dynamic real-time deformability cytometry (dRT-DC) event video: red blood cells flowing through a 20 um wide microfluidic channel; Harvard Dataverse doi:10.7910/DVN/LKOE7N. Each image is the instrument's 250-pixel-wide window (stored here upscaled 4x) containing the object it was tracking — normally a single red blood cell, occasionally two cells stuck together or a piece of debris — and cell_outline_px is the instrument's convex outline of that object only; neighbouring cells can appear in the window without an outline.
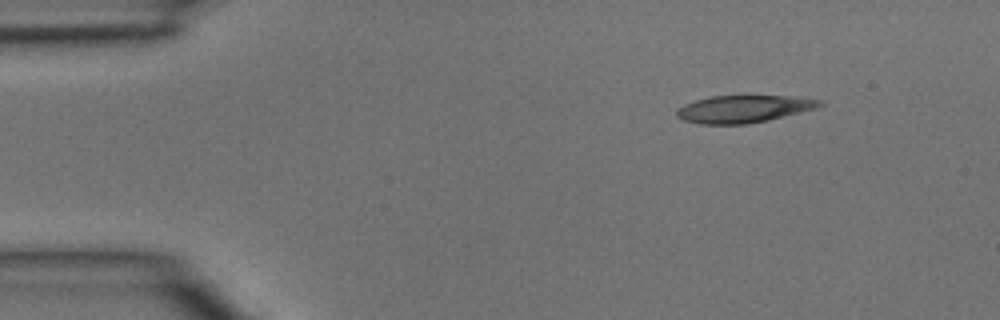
{"species": "common noctule bat (a hibernating species)", "species_latin": "Nyctalus noctula", "temperature_condition": "room temperature", "stored_images_in_passage": 6, "camera_frame_rate_fps": 3000, "um_per_image_px": 0.085, "animal": {"sex": "male", "body_mass_g": 15.6}, "frame": {"image": 1, "passage_image": 6, "time_ms": 1.667, "image_size_px": [1000, 320], "cell_outline_px": [[824, 104], [816, 108], [768, 120], [748, 124], [700, 124], [684, 120], [676, 116], [676, 108], [684, 104], [696, 100], [712, 96], [744, 92], [748, 92], [788, 96], [824, 100]], "centroid_in_image_um": [63.21, 9.2], "position_along_channel_um": 21.8, "area_um2": 23.87}}